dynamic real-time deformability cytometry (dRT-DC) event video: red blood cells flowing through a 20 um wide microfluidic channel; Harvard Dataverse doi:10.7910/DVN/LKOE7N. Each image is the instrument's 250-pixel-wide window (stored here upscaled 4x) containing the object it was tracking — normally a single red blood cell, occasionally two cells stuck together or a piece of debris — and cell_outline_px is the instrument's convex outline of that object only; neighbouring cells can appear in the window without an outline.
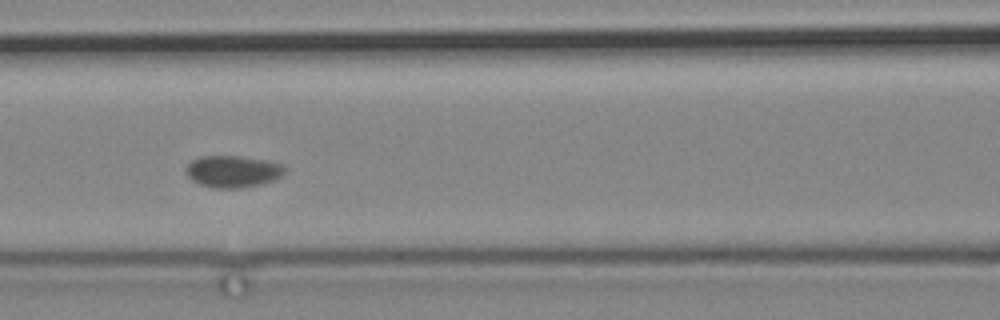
{"species": "common noctule bat (a hibernating species)", "species_latin": "Nyctalus noctula", "temperature_condition": "cold", "stored_images_in_passage": 5, "camera_frame_rate_fps": 3000, "um_per_image_px": 0.085, "animal": {"sex": "male", "body_mass_g": 19.2, "forearm_length_mm": 51.8}, "frame": {"image": 1, "passage_image": 3, "time_ms": 2.333, "image_size_px": [1000, 320], "cell_outline_px": [[284, 172], [280, 176], [272, 180], [260, 184], [240, 188], [212, 188], [200, 184], [192, 180], [188, 176], [184, 168], [192, 160], [200, 156], [240, 156], [268, 160], [280, 164], [284, 168]], "centroid_in_image_um": [19.74, 14.57], "position_along_channel_um": 146.9, "area_um2": 18.26}}
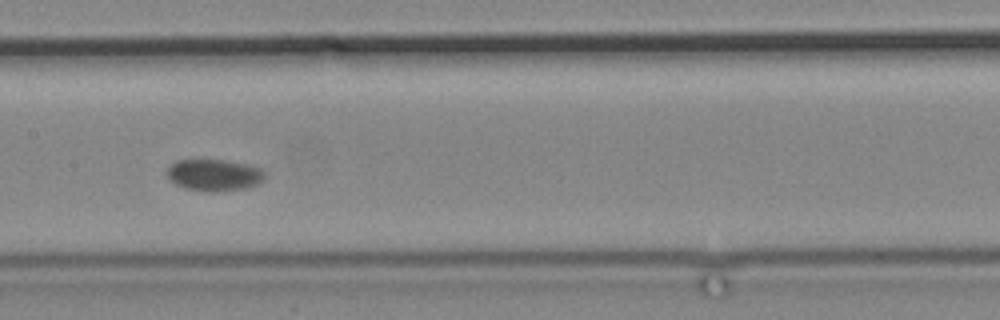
{"frame": {"image": 2, "passage_image": 4, "time_ms": 3.667, "image_size_px": [1000, 320], "cell_outline_px": [[264, 176], [256, 184], [248, 188], [216, 192], [204, 192], [184, 188], [176, 184], [168, 176], [168, 168], [176, 160], [224, 160], [244, 164], [260, 168], [264, 172]], "centroid_in_image_um": [18.18, 14.89], "position_along_channel_um": 189.2, "area_um2": 17.86}}
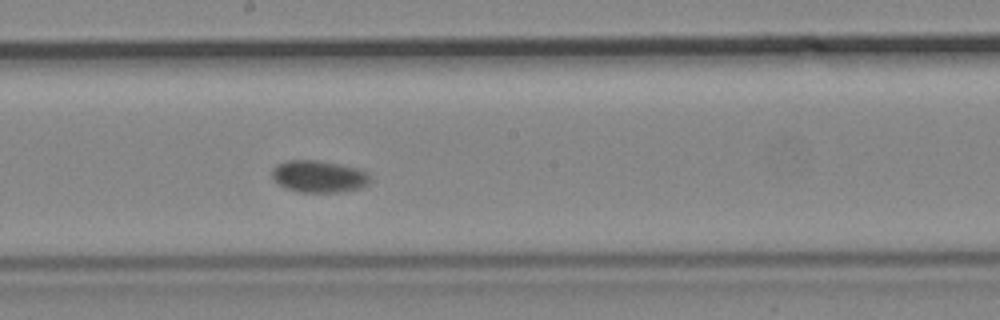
{"frame": {"image": 3, "passage_image": 5, "time_ms": 4.667, "image_size_px": [1000, 320], "cell_outline_px": [[372, 180], [368, 184], [360, 188], [340, 192], [300, 192], [288, 188], [272, 180], [272, 168], [276, 164], [284, 160], [320, 160], [360, 168], [368, 172], [372, 176]], "centroid_in_image_um": [27.14, 14.98], "position_along_channel_um": 221.1, "area_um2": 18.67}}